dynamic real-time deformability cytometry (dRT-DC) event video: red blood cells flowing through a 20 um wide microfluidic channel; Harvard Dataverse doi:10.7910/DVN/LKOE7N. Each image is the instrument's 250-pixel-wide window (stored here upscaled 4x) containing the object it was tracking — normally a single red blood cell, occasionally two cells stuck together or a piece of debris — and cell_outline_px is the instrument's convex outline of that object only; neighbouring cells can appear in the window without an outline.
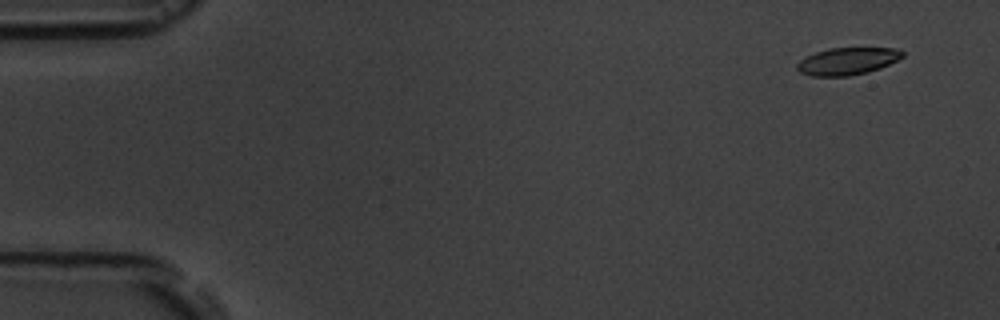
{"species": "common noctule bat (a hibernating species)", "species_latin": "Nyctalus noctula", "temperature_condition": "room temperature", "stored_images_in_passage": 7, "camera_frame_rate_fps": 3000, "um_per_image_px": 0.085, "animal": {"sex": "male", "body_mass_g": 19.5, "forearm_length_mm": 54.6}, "frame": {"image": 1, "passage_image": 2, "time_ms": 1.0, "image_size_px": [1000, 320], "cell_outline_px": [[904, 56], [880, 68], [868, 72], [848, 76], [812, 76], [800, 72], [796, 68], [796, 64], [800, 60], [816, 52], [828, 48], [896, 48], [904, 52]], "centroid_in_image_um": [72.02, 5.2], "position_along_channel_um": 13.0, "area_um2": 16.65}}
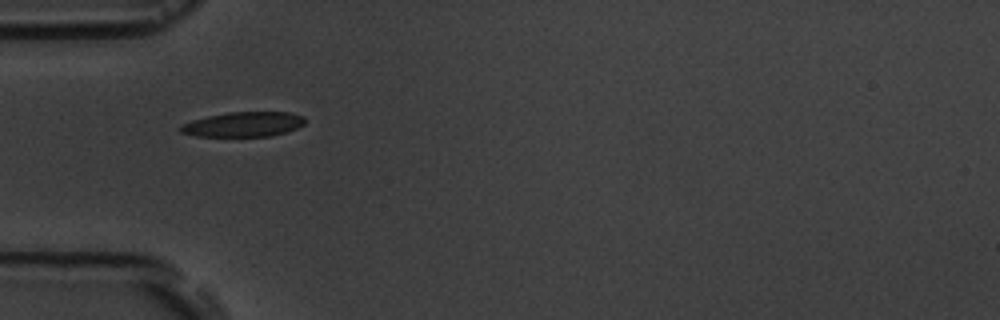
{"frame": {"image": 2, "passage_image": 6, "time_ms": 5.667, "image_size_px": [1000, 320], "cell_outline_px": [[304, 124], [296, 128], [272, 136], [196, 136], [180, 132], [176, 128], [180, 124], [192, 120], [208, 116], [228, 112], [288, 112], [304, 116]], "centroid_in_image_um": [20.63, 10.56], "position_along_channel_um": 64.4, "area_um2": 18.03}}
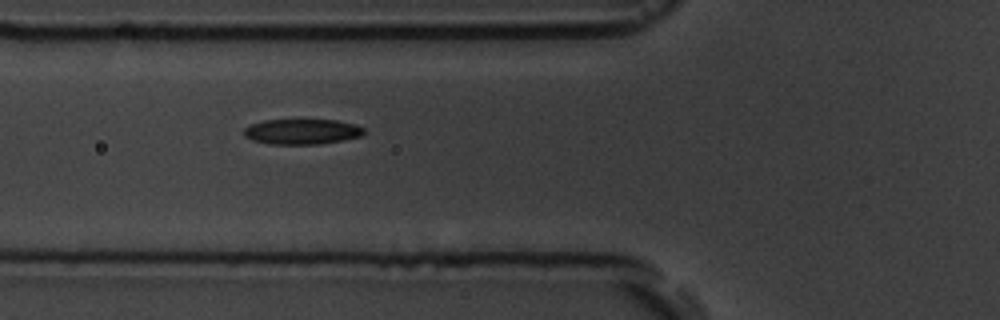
{"frame": {"image": 3, "passage_image": 7, "time_ms": 6.667, "image_size_px": [1000, 320], "cell_outline_px": [[364, 132], [360, 136], [320, 144], [268, 144], [252, 140], [244, 136], [244, 128], [252, 124], [264, 120], [336, 120], [356, 124], [364, 128]], "centroid_in_image_um": [25.64, 11.19], "position_along_channel_um": 100.2, "area_um2": 17.63}}